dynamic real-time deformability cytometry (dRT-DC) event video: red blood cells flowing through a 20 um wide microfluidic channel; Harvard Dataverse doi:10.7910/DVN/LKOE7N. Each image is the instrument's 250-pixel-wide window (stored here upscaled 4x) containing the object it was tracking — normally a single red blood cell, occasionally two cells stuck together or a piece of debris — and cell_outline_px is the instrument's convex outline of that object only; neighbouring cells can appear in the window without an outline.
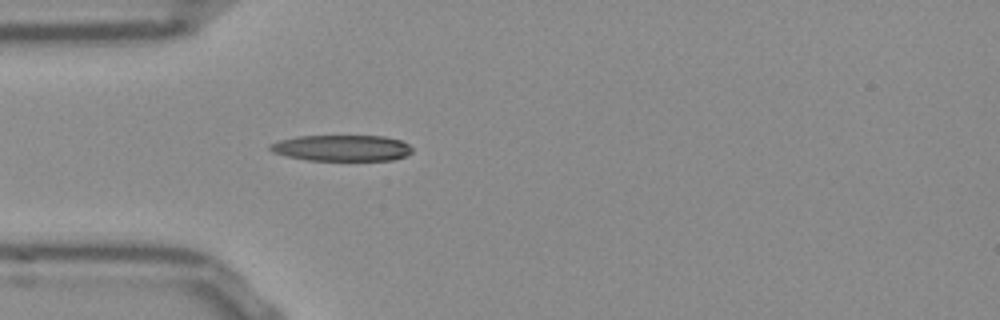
{"species": "Egyptian fruit bat (a non-hibernating species)", "species_latin": "Rousettus aegyptiacus", "temperature_condition": "room temperature", "stored_images_in_passage": 33, "camera_frame_rate_fps": 3000, "um_per_image_px": 0.085, "frame": {"image": 1, "passage_image": 1, "time_ms": 0.0, "image_size_px": [1000, 320], "cell_outline_px": [[412, 152], [408, 156], [392, 160], [308, 160], [288, 156], [272, 152], [268, 148], [268, 144], [280, 140], [296, 136], [384, 136], [400, 140], [408, 144], [412, 148]], "centroid_in_image_um": [29.06, 12.58], "position_along_channel_um": 55.9, "area_um2": 21.68}}
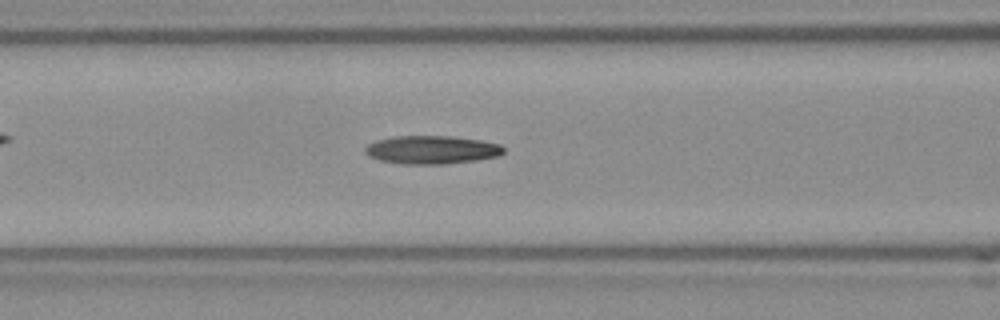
{"frame": {"image": 2, "passage_image": 7, "time_ms": 2.0, "image_size_px": [1000, 320], "cell_outline_px": [[504, 152], [500, 156], [476, 160], [444, 164], [404, 164], [380, 160], [368, 156], [364, 152], [364, 148], [368, 144], [376, 140], [396, 136], [452, 136], [480, 140], [500, 144], [504, 148]], "centroid_in_image_um": [36.7, 12.73], "position_along_channel_um": 129.9, "area_um2": 22.89}}
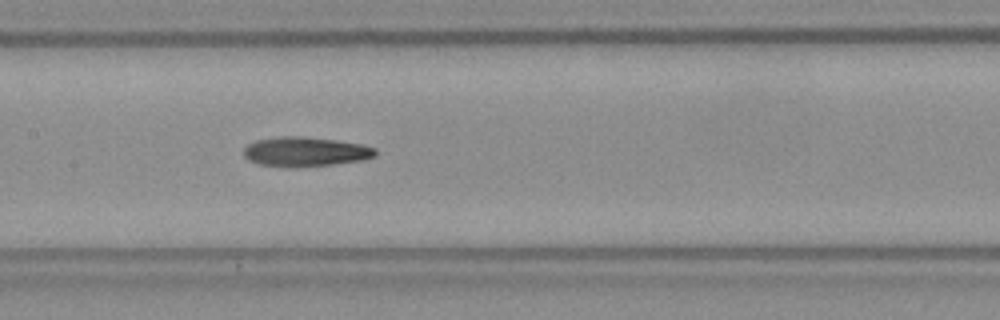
{"frame": {"image": 3, "passage_image": 11, "time_ms": 3.333, "image_size_px": [1000, 320], "cell_outline_px": [[376, 156], [364, 160], [332, 164], [292, 168], [284, 168], [260, 164], [248, 160], [244, 156], [244, 148], [248, 144], [256, 140], [280, 136], [300, 136], [332, 140], [360, 144], [376, 148]], "centroid_in_image_um": [25.92, 12.91], "position_along_channel_um": 181.5, "area_um2": 22.72}, "authors_computed_cell_mechanics": {"area_um2": 21.7906, "velocity_mm_per_s": 3.853, "shape_relaxation_time_tau1_ms": 7.5335, "shape_relaxation_time_tau2_ms": 9.3683, "deformation_change_tau1": 0.2019, "deformation_change_tau2": 0.2421}}